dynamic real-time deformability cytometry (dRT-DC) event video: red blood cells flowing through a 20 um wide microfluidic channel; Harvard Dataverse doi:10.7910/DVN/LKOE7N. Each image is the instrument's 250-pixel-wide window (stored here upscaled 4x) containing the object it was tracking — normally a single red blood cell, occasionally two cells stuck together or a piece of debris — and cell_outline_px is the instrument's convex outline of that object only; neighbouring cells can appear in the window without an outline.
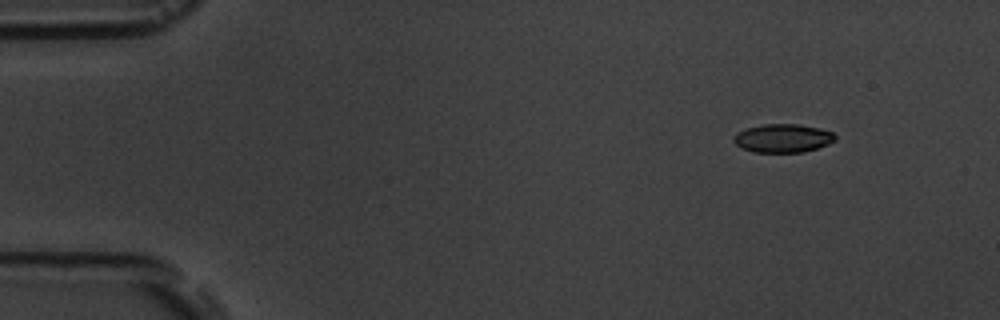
{"species": "common noctule bat (a hibernating species)", "species_latin": "Nyctalus noctula", "temperature_condition": "room temperature", "stored_images_in_passage": 4, "camera_frame_rate_fps": 3000, "um_per_image_px": 0.085, "animal": {"sex": "male", "body_mass_g": 19.5, "forearm_length_mm": 54.6}, "frame": {"image": 1, "passage_image": 1, "time_ms": 0.0, "image_size_px": [1000, 320], "cell_outline_px": [[836, 140], [828, 144], [804, 152], [752, 152], [736, 144], [732, 140], [732, 136], [736, 132], [748, 128], [764, 124], [800, 124], [820, 128], [832, 132], [836, 136]], "centroid_in_image_um": [66.54, 11.74], "position_along_channel_um": 18.5, "area_um2": 16.88}}
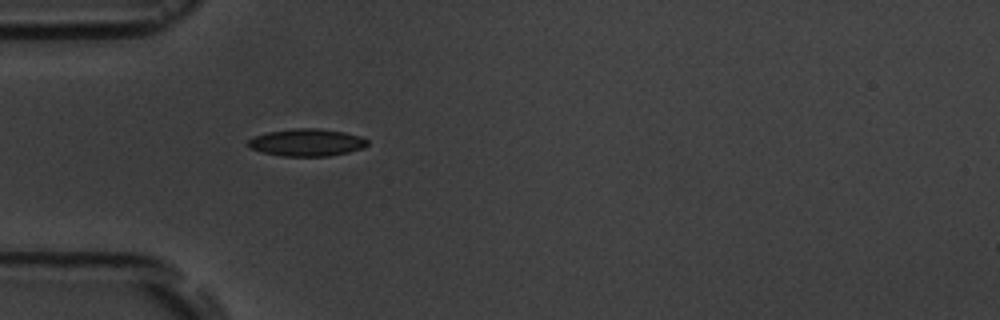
{"frame": {"image": 2, "passage_image": 4, "time_ms": 3.667, "image_size_px": [1000, 320], "cell_outline_px": [[368, 144], [364, 148], [348, 152], [328, 156], [284, 156], [260, 152], [248, 148], [248, 140], [256, 136], [268, 132], [296, 128], [316, 128], [344, 132], [360, 136], [368, 140]], "centroid_in_image_um": [26.08, 12.11], "position_along_channel_um": 58.9, "area_um2": 18.96}}